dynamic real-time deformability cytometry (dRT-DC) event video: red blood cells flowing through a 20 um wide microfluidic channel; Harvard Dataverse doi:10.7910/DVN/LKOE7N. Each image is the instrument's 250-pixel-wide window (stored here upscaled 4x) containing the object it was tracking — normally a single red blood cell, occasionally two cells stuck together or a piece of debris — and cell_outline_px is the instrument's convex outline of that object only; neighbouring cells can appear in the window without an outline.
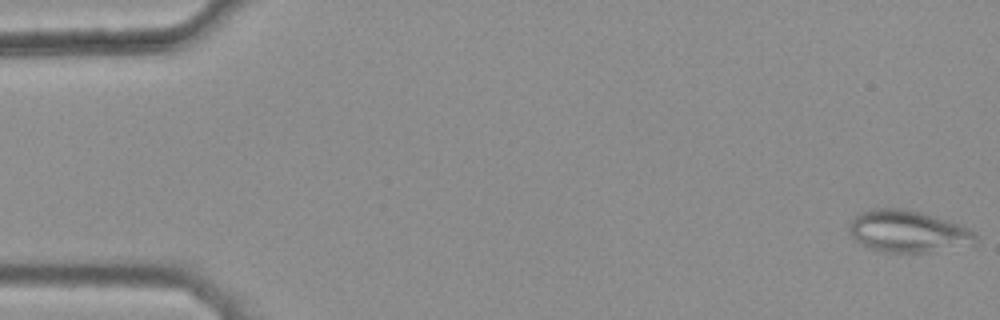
{"species": "common noctule bat (a hibernating species)", "species_latin": "Nyctalus noctula", "temperature_condition": "warm", "stored_images_in_passage": 15, "camera_frame_rate_fps": 3000, "um_per_image_px": 0.085, "animal": {"sex": "female", "body_mass_g": 25.1}, "frame": {"image": 1, "passage_image": 1, "time_ms": 0.0, "image_size_px": [1000, 320], "cell_outline_px": [[976, 244], [928, 252], [884, 252], [868, 248], [860, 244], [852, 236], [848, 228], [848, 224], [860, 212], [872, 208], [904, 208], [936, 216], [960, 224], [968, 228], [976, 236]], "centroid_in_image_um": [77.15, 19.66], "position_along_channel_um": 7.8, "area_um2": 30.98}}